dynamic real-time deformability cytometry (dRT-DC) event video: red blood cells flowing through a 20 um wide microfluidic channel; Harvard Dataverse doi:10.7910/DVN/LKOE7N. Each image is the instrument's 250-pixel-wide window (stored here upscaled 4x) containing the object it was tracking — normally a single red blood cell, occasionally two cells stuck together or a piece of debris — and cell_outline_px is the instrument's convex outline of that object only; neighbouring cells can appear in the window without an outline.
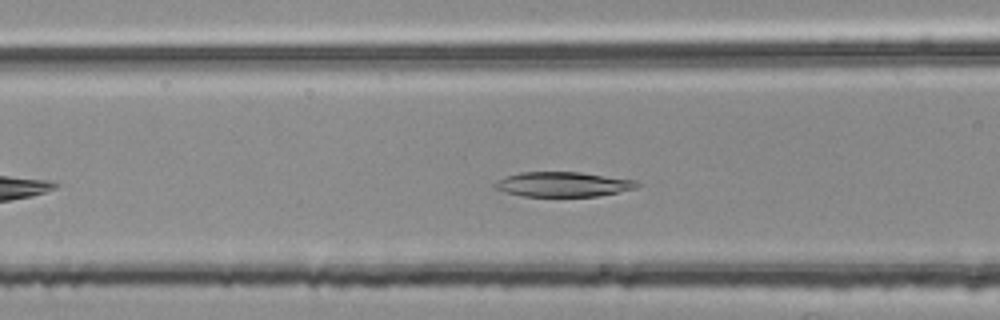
{"species": "common noctule bat (a hibernating species)", "species_latin": "Nyctalus noctula", "temperature_condition": "room temperature", "stored_images_in_passage": 36, "camera_frame_rate_fps": 3000, "um_per_image_px": 0.085, "animal": {"sex": "female", "body_mass_g": 25.1}, "frame": {"image": 1, "passage_image": 10, "time_ms": 3.0, "image_size_px": [1000, 320], "cell_outline_px": [[640, 184], [636, 188], [596, 196], [520, 196], [504, 192], [496, 188], [492, 184], [496, 180], [504, 176], [520, 172], [580, 172], [640, 180]], "centroid_in_image_um": [47.84, 15.65], "position_along_channel_um": 118.8, "area_um2": 20.75}}
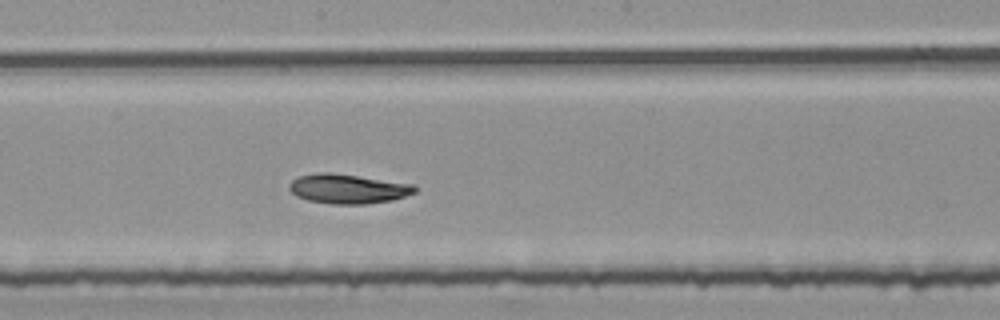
{"frame": {"image": 2, "passage_image": 18, "time_ms": 5.667, "image_size_px": [1000, 320], "cell_outline_px": [[416, 192], [392, 200], [364, 204], [332, 204], [308, 200], [296, 196], [288, 188], [288, 184], [292, 180], [300, 176], [320, 172], [332, 172], [416, 184]], "centroid_in_image_um": [29.58, 16.04], "position_along_channel_um": 218.6, "area_um2": 21.68}}
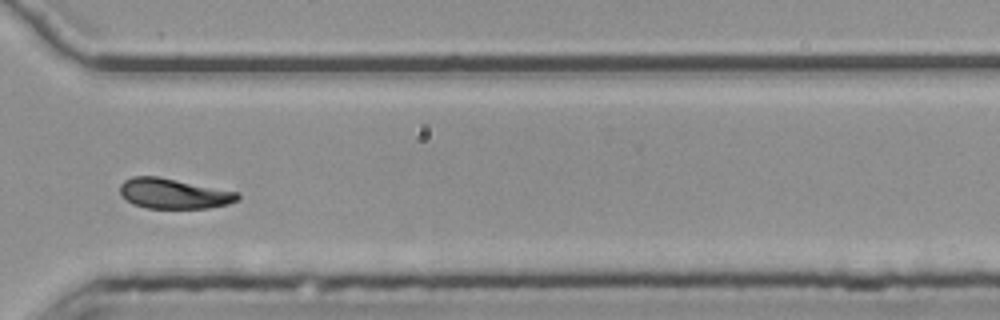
{"frame": {"image": 3, "passage_image": 29, "time_ms": 9.333, "image_size_px": [1000, 320], "cell_outline_px": [[240, 200], [228, 204], [208, 208], [148, 208], [132, 204], [120, 192], [120, 184], [124, 180], [132, 176], [156, 176], [240, 192]], "centroid_in_image_um": [14.8, 16.45], "position_along_channel_um": 355.8, "area_um2": 20.69}, "authors_computed_cell_mechanics": {"area_um2": 21.0103, "velocity_mm_per_s": 3.7455, "shape_relaxation_time_tau1_ms": 2.6231, "shape_relaxation_time_tau2_ms": null, "deformation_change_tau1": 0.136, "deformation_change_tau2": null}}